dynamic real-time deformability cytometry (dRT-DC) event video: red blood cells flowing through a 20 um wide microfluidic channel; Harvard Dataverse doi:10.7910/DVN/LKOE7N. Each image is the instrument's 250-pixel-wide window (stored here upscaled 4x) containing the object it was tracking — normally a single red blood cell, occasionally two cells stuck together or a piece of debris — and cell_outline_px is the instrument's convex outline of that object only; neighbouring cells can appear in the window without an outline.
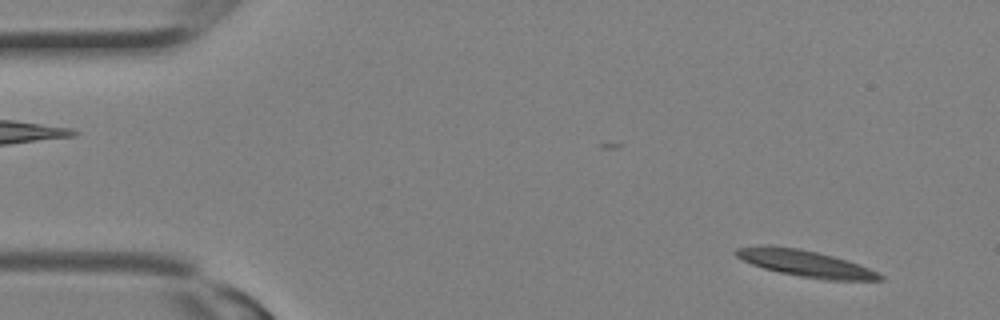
{"species": "Egyptian fruit bat (a non-hibernating species)", "species_latin": "Rousettus aegyptiacus", "temperature_condition": "room temperature", "stored_images_in_passage": 10, "camera_frame_rate_fps": 3000, "um_per_image_px": 0.085, "animal": {"sex": "female"}, "frame": {"image": 1, "passage_image": 2, "time_ms": 0.333, "image_size_px": [1000, 320], "cell_outline_px": [[884, 280], [824, 280], [800, 276], [780, 272], [764, 268], [752, 264], [736, 256], [732, 252], [736, 248], [764, 244], [772, 244], [800, 248], [848, 260], [860, 264], [884, 276]], "centroid_in_image_um": [68.43, 22.37], "position_along_channel_um": 16.6, "area_um2": 22.37}}
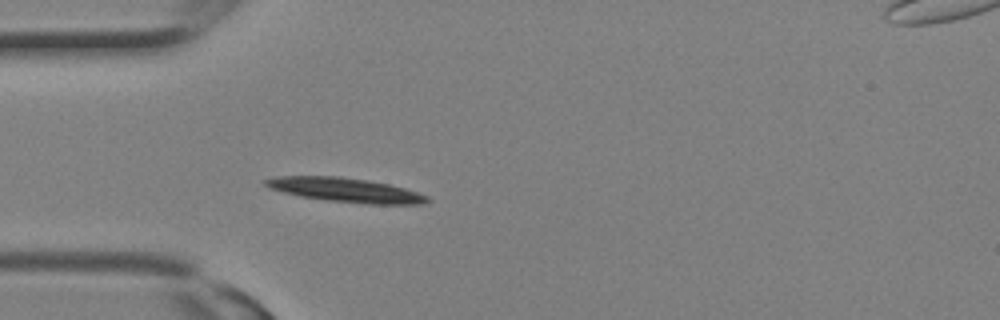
{"frame": {"image": 2, "passage_image": 8, "time_ms": 2.333, "image_size_px": [1000, 320], "cell_outline_px": [[432, 200], [424, 204], [364, 204], [328, 200], [300, 196], [268, 188], [264, 184], [264, 180], [280, 176], [340, 176], [368, 180], [388, 184], [404, 188], [428, 196]], "centroid_in_image_um": [29.39, 16.15], "position_along_channel_um": 55.6, "area_um2": 22.77}}
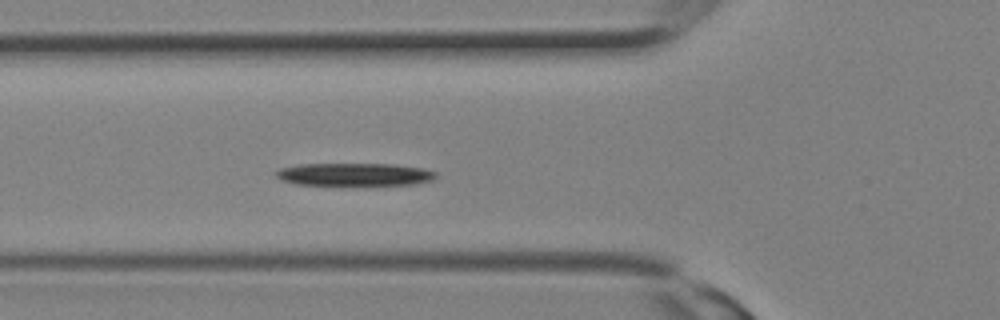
{"frame": {"image": 3, "passage_image": 10, "time_ms": 3.0, "image_size_px": [1000, 320], "cell_outline_px": [[436, 176], [432, 180], [416, 184], [296, 184], [284, 180], [276, 176], [276, 172], [280, 168], [300, 164], [396, 164], [424, 168], [436, 172]], "centroid_in_image_um": [30.18, 14.81], "position_along_channel_um": 95.6, "area_um2": 20.81}}